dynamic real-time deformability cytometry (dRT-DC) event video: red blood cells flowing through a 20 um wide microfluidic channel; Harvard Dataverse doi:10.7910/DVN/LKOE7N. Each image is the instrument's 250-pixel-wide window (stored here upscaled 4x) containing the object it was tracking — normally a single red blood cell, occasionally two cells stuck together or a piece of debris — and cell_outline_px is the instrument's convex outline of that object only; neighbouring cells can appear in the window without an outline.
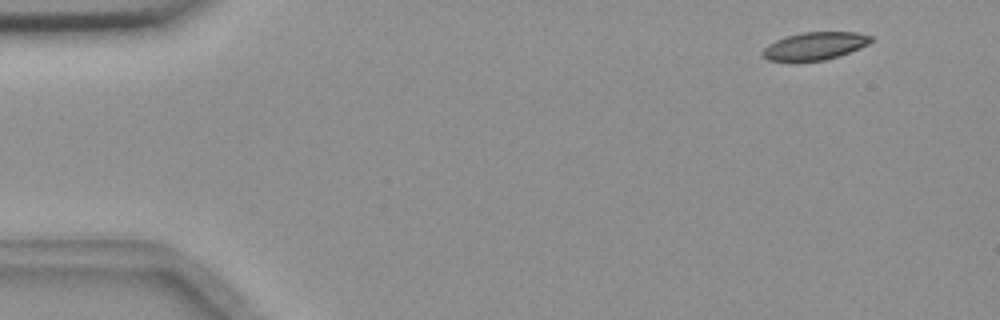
{"species": "common noctule bat (a hibernating species)", "species_latin": "Nyctalus noctula", "temperature_condition": "room temperature", "stored_images_in_passage": 4, "camera_frame_rate_fps": 3000, "um_per_image_px": 0.085, "animal": {"sex": "female", "body_mass_g": 18.4}, "frame": {"image": 1, "passage_image": 1, "time_ms": 0.0, "image_size_px": [1000, 320], "cell_outline_px": [[872, 40], [868, 44], [860, 48], [840, 56], [824, 60], [768, 60], [764, 56], [764, 48], [768, 44], [776, 40], [788, 36], [804, 32], [856, 32], [872, 36]], "centroid_in_image_um": [69.32, 3.89], "position_along_channel_um": 15.7, "area_um2": 17.11}}